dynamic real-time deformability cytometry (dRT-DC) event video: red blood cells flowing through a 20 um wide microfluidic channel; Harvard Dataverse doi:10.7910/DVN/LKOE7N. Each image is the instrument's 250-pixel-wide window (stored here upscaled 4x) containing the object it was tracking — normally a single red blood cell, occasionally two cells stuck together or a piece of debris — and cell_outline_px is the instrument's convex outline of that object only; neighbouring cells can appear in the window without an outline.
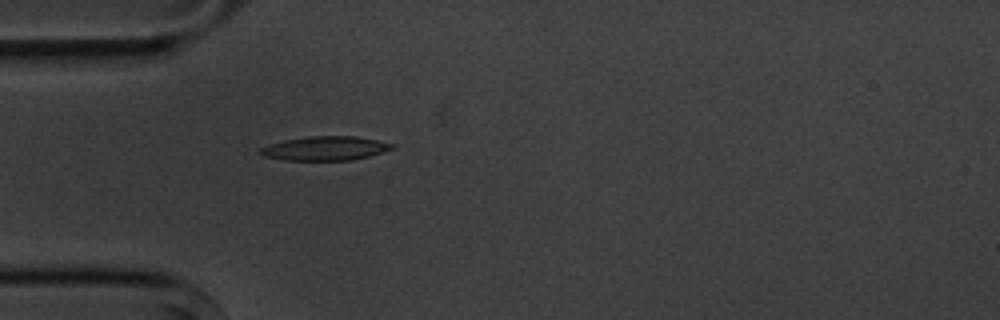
{"species": "common noctule bat (a hibernating species)", "species_latin": "Nyctalus noctula", "temperature_condition": "cold", "stored_images_in_passage": 5, "camera_frame_rate_fps": 3000, "um_per_image_px": 0.085, "animal": {"sex": "male", "body_mass_g": 20.1, "forearm_length_mm": 53.5}, "frame": {"image": 1, "passage_image": 5, "time_ms": 4.667, "image_size_px": [1000, 320], "cell_outline_px": [[396, 148], [368, 156], [352, 160], [284, 160], [264, 156], [256, 152], [260, 148], [268, 144], [284, 140], [308, 136], [356, 136], [396, 144]], "centroid_in_image_um": [27.62, 12.61], "position_along_channel_um": 57.4, "area_um2": 18.61}}